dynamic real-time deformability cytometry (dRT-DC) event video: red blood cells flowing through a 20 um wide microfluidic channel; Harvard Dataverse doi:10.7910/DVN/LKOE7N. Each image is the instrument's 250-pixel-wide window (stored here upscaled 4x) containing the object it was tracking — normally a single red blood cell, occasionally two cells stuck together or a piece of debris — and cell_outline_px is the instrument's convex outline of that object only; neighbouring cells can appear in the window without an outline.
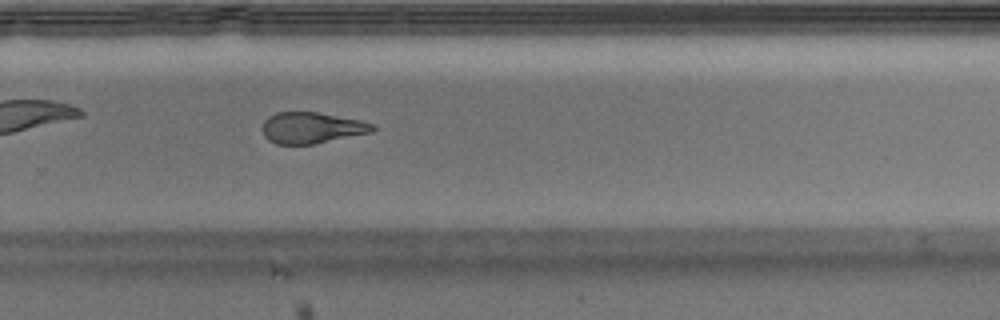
{"species": "Egyptian fruit bat (a non-hibernating species)", "species_latin": "Rousettus aegyptiacus", "temperature_condition": "warm", "stored_images_in_passage": 38, "camera_frame_rate_fps": 3000, "um_per_image_px": 0.085, "animal": {"sex": "male"}, "frame": {"image": 1, "passage_image": 22, "time_ms": 7.0, "image_size_px": [1000, 320], "cell_outline_px": [[376, 128], [372, 132], [312, 144], [276, 144], [268, 140], [264, 136], [264, 120], [268, 116], [276, 112], [316, 112], [360, 120], [372, 124]], "centroid_in_image_um": [26.47, 10.86], "position_along_channel_um": 303.3, "area_um2": 19.77}, "authors_computed_cell_mechanics": {"area_um2": 21.4149, "velocity_mm_per_s": 4.0031, "shape_relaxation_time_tau1_ms": 3.7047, "shape_relaxation_time_tau2_ms": 2.1994, "deformation_change_tau1": 0.1787, "deformation_change_tau2": 0.1192}}